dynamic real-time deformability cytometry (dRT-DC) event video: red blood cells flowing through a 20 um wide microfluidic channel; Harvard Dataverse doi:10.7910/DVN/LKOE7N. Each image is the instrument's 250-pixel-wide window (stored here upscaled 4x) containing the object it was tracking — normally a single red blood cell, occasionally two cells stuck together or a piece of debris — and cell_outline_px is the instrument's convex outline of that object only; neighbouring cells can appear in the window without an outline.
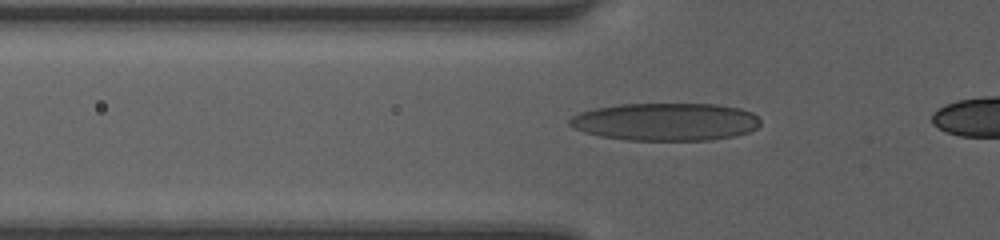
{"species": "human", "species_latin": "Homo sapiens", "temperature_condition": "room temperature", "stored_images_in_passage": 32, "camera_frame_rate_fps": 3000, "um_per_image_px": 0.085, "donor": {"sex": "female"}, "frame": {"image": 1, "passage_image": 6, "time_ms": 1.667, "image_size_px": [1000, 240], "cell_outline_px": [[760, 124], [756, 128], [748, 132], [736, 136], [712, 140], [628, 140], [600, 136], [584, 132], [568, 124], [568, 120], [572, 116], [580, 112], [596, 108], [620, 104], [716, 104], [740, 108], [752, 112], [760, 120]], "centroid_in_image_um": [56.59, 10.35], "position_along_channel_um": 69.2, "area_um2": 42.02}}
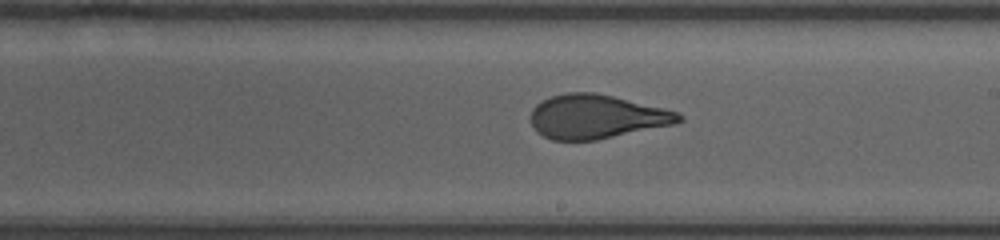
{"frame": {"image": 2, "passage_image": 18, "time_ms": 5.667, "image_size_px": [1000, 240], "cell_outline_px": [[684, 120], [676, 124], [596, 140], [552, 140], [536, 132], [532, 124], [532, 108], [536, 104], [552, 96], [568, 92], [596, 92], [664, 108], [680, 112], [684, 116]], "centroid_in_image_um": [50.74, 9.92], "position_along_channel_um": 238.3, "area_um2": 38.03}}
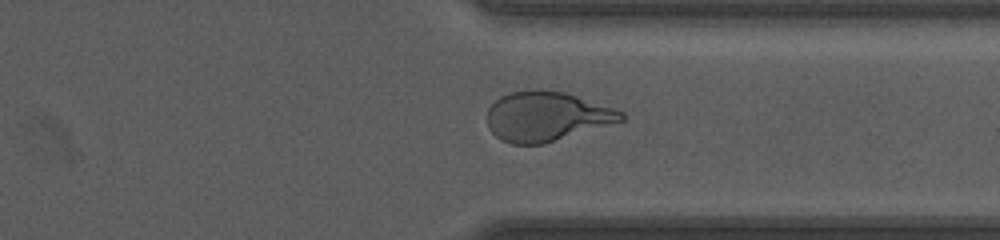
{"frame": {"image": 3, "passage_image": 27, "time_ms": 8.667, "image_size_px": [1000, 240], "cell_outline_px": [[624, 120], [544, 144], [512, 144], [500, 140], [488, 128], [488, 108], [500, 96], [512, 92], [564, 92], [624, 112]], "centroid_in_image_um": [46.43, 9.94], "position_along_channel_um": 365.0, "area_um2": 37.74}}